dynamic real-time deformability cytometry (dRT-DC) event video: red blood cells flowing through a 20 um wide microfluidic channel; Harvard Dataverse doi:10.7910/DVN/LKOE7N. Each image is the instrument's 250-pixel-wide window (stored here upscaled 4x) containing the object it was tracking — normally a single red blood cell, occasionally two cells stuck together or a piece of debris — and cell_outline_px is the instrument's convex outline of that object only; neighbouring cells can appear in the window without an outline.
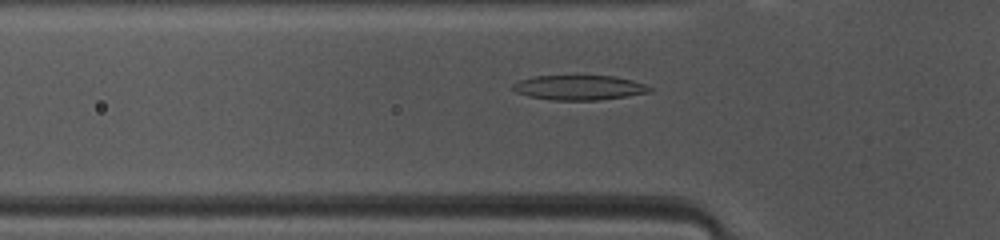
{"species": "common noctule bat (a hibernating species)", "species_latin": "Nyctalus noctula", "temperature_condition": "warm", "stored_images_in_passage": 46, "camera_frame_rate_fps": 3000, "um_per_image_px": 0.085, "animal": {"sex": "female", "body_mass_g": 10.0, "forearm_length_mm": 53.1}, "frame": {"image": 1, "passage_image": 13, "time_ms": 4.0, "image_size_px": [1000, 240], "cell_outline_px": [[652, 92], [628, 96], [600, 100], [552, 100], [528, 96], [516, 92], [512, 88], [512, 84], [520, 80], [532, 76], [616, 76], [632, 80], [644, 84], [652, 88]], "centroid_in_image_um": [49.24, 7.45], "position_along_channel_um": 76.6, "area_um2": 19.83}}
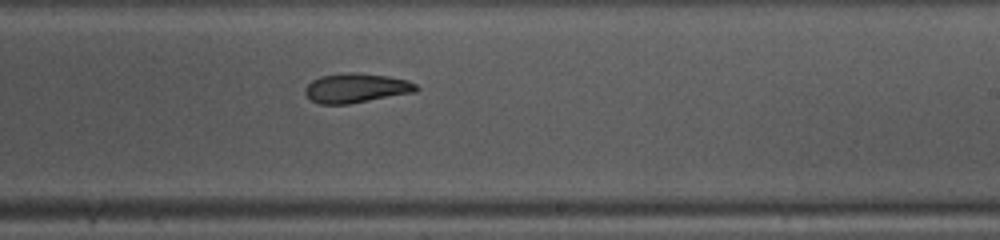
{"frame": {"image": 2, "passage_image": 26, "time_ms": 8.333, "image_size_px": [1000, 240], "cell_outline_px": [[420, 88], [416, 92], [348, 104], [320, 104], [312, 100], [304, 92], [304, 88], [312, 80], [320, 76], [352, 72], [356, 72], [388, 76], [408, 80], [416, 84]], "centroid_in_image_um": [30.29, 7.48], "position_along_channel_um": 258.7, "area_um2": 19.07}}
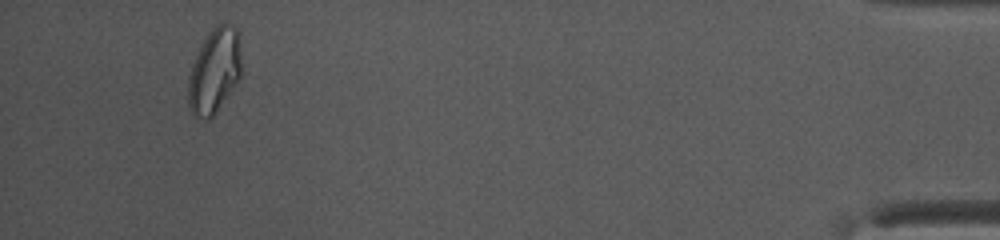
{"frame": {"image": 3, "passage_image": 43, "time_ms": 14.0, "image_size_px": [1000, 240], "cell_outline_px": [[240, 76], [216, 112], [208, 120], [204, 120], [192, 116], [188, 104], [188, 76], [192, 64], [208, 32], [216, 24], [232, 24], [236, 28], [240, 52]], "centroid_in_image_um": [18.19, 6.05], "position_along_channel_um": 417.0, "area_um2": 26.01}, "authors_computed_cell_mechanics": {"area_um2": 20.5479, "velocity_mm_per_s": 4.186, "shape_relaxation_time_tau1_ms": 3.3745, "shape_relaxation_time_tau2_ms": 2.7672, "deformation_change_tau1": 0.1299, "deformation_change_tau2": 0.0951}}